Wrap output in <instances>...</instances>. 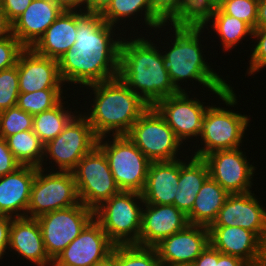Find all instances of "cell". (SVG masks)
<instances>
[{
  "mask_svg": "<svg viewBox=\"0 0 266 266\" xmlns=\"http://www.w3.org/2000/svg\"><path fill=\"white\" fill-rule=\"evenodd\" d=\"M117 28L106 23L101 14L77 11L76 41L58 60L64 84L83 88L118 77L123 37L114 33Z\"/></svg>",
  "mask_w": 266,
  "mask_h": 266,
  "instance_id": "obj_1",
  "label": "cell"
},
{
  "mask_svg": "<svg viewBox=\"0 0 266 266\" xmlns=\"http://www.w3.org/2000/svg\"><path fill=\"white\" fill-rule=\"evenodd\" d=\"M171 30L174 31L173 42L170 40L169 50H161V53L163 66L168 71L175 89L178 92H185L186 88L183 89L180 83L195 80L212 94L219 96L226 107H234L238 104L234 87L232 88L230 84L226 83L224 78L222 79V76L220 77L213 68H210L209 63L205 62L206 57L202 54L204 52L201 47L202 44H200L202 41L200 39L201 34L205 28L198 22L175 23L171 24Z\"/></svg>",
  "mask_w": 266,
  "mask_h": 266,
  "instance_id": "obj_2",
  "label": "cell"
},
{
  "mask_svg": "<svg viewBox=\"0 0 266 266\" xmlns=\"http://www.w3.org/2000/svg\"><path fill=\"white\" fill-rule=\"evenodd\" d=\"M129 38H122L120 45L118 77L150 107L177 94L163 66L161 47L145 36Z\"/></svg>",
  "mask_w": 266,
  "mask_h": 266,
  "instance_id": "obj_3",
  "label": "cell"
},
{
  "mask_svg": "<svg viewBox=\"0 0 266 266\" xmlns=\"http://www.w3.org/2000/svg\"><path fill=\"white\" fill-rule=\"evenodd\" d=\"M85 87L93 91L95 98L92 108L83 115L98 138L126 135L150 107L119 77Z\"/></svg>",
  "mask_w": 266,
  "mask_h": 266,
  "instance_id": "obj_4",
  "label": "cell"
},
{
  "mask_svg": "<svg viewBox=\"0 0 266 266\" xmlns=\"http://www.w3.org/2000/svg\"><path fill=\"white\" fill-rule=\"evenodd\" d=\"M143 205L141 193L120 191L94 210V219L115 246H139Z\"/></svg>",
  "mask_w": 266,
  "mask_h": 266,
  "instance_id": "obj_5",
  "label": "cell"
},
{
  "mask_svg": "<svg viewBox=\"0 0 266 266\" xmlns=\"http://www.w3.org/2000/svg\"><path fill=\"white\" fill-rule=\"evenodd\" d=\"M107 138H98L97 147L105 154L118 188L141 193L151 161L126 135Z\"/></svg>",
  "mask_w": 266,
  "mask_h": 266,
  "instance_id": "obj_6",
  "label": "cell"
},
{
  "mask_svg": "<svg viewBox=\"0 0 266 266\" xmlns=\"http://www.w3.org/2000/svg\"><path fill=\"white\" fill-rule=\"evenodd\" d=\"M126 136L151 162L179 159L180 149L184 148L154 106L137 119Z\"/></svg>",
  "mask_w": 266,
  "mask_h": 266,
  "instance_id": "obj_7",
  "label": "cell"
},
{
  "mask_svg": "<svg viewBox=\"0 0 266 266\" xmlns=\"http://www.w3.org/2000/svg\"><path fill=\"white\" fill-rule=\"evenodd\" d=\"M54 167L51 166L52 171H49L50 166L48 167L50 173L46 172L47 167H36L27 217L37 218L42 214L80 203L72 172L58 171Z\"/></svg>",
  "mask_w": 266,
  "mask_h": 266,
  "instance_id": "obj_8",
  "label": "cell"
},
{
  "mask_svg": "<svg viewBox=\"0 0 266 266\" xmlns=\"http://www.w3.org/2000/svg\"><path fill=\"white\" fill-rule=\"evenodd\" d=\"M209 106L205 112L201 137L200 149L191 156L204 158L206 155L217 150H232L240 148L244 134L249 127L250 115L236 113L228 108ZM246 130V131H245Z\"/></svg>",
  "mask_w": 266,
  "mask_h": 266,
  "instance_id": "obj_9",
  "label": "cell"
},
{
  "mask_svg": "<svg viewBox=\"0 0 266 266\" xmlns=\"http://www.w3.org/2000/svg\"><path fill=\"white\" fill-rule=\"evenodd\" d=\"M81 114L82 112L77 114L57 137L44 145V158L40 168H43L49 158V164L53 161L58 166V171L71 172L97 146L98 137L88 119Z\"/></svg>",
  "mask_w": 266,
  "mask_h": 266,
  "instance_id": "obj_10",
  "label": "cell"
},
{
  "mask_svg": "<svg viewBox=\"0 0 266 266\" xmlns=\"http://www.w3.org/2000/svg\"><path fill=\"white\" fill-rule=\"evenodd\" d=\"M71 172L80 202L93 211L121 191L105 154L97 146L85 155Z\"/></svg>",
  "mask_w": 266,
  "mask_h": 266,
  "instance_id": "obj_11",
  "label": "cell"
},
{
  "mask_svg": "<svg viewBox=\"0 0 266 266\" xmlns=\"http://www.w3.org/2000/svg\"><path fill=\"white\" fill-rule=\"evenodd\" d=\"M38 220L49 258L54 261L94 219V211L83 203L40 215Z\"/></svg>",
  "mask_w": 266,
  "mask_h": 266,
  "instance_id": "obj_12",
  "label": "cell"
},
{
  "mask_svg": "<svg viewBox=\"0 0 266 266\" xmlns=\"http://www.w3.org/2000/svg\"><path fill=\"white\" fill-rule=\"evenodd\" d=\"M241 147L232 150H217L203 159L209 168L210 177L227 193L241 194L252 190L255 167Z\"/></svg>",
  "mask_w": 266,
  "mask_h": 266,
  "instance_id": "obj_13",
  "label": "cell"
},
{
  "mask_svg": "<svg viewBox=\"0 0 266 266\" xmlns=\"http://www.w3.org/2000/svg\"><path fill=\"white\" fill-rule=\"evenodd\" d=\"M189 97L186 91L178 92L165 97L154 106L182 144L185 140H192V137L199 138L203 118L209 107L204 105L205 102Z\"/></svg>",
  "mask_w": 266,
  "mask_h": 266,
  "instance_id": "obj_14",
  "label": "cell"
},
{
  "mask_svg": "<svg viewBox=\"0 0 266 266\" xmlns=\"http://www.w3.org/2000/svg\"><path fill=\"white\" fill-rule=\"evenodd\" d=\"M114 246L101 225L93 219L52 262V266H92L109 257Z\"/></svg>",
  "mask_w": 266,
  "mask_h": 266,
  "instance_id": "obj_15",
  "label": "cell"
},
{
  "mask_svg": "<svg viewBox=\"0 0 266 266\" xmlns=\"http://www.w3.org/2000/svg\"><path fill=\"white\" fill-rule=\"evenodd\" d=\"M252 192L229 194L210 226H239L254 232L266 243V209Z\"/></svg>",
  "mask_w": 266,
  "mask_h": 266,
  "instance_id": "obj_16",
  "label": "cell"
},
{
  "mask_svg": "<svg viewBox=\"0 0 266 266\" xmlns=\"http://www.w3.org/2000/svg\"><path fill=\"white\" fill-rule=\"evenodd\" d=\"M209 228L188 224L154 246L163 266L192 265L209 245Z\"/></svg>",
  "mask_w": 266,
  "mask_h": 266,
  "instance_id": "obj_17",
  "label": "cell"
},
{
  "mask_svg": "<svg viewBox=\"0 0 266 266\" xmlns=\"http://www.w3.org/2000/svg\"><path fill=\"white\" fill-rule=\"evenodd\" d=\"M210 244L223 254L243 259L249 265L264 262L265 243L252 231L233 226H209Z\"/></svg>",
  "mask_w": 266,
  "mask_h": 266,
  "instance_id": "obj_18",
  "label": "cell"
},
{
  "mask_svg": "<svg viewBox=\"0 0 266 266\" xmlns=\"http://www.w3.org/2000/svg\"><path fill=\"white\" fill-rule=\"evenodd\" d=\"M16 66L19 77V93H32L44 89H63L59 63L55 59L25 48L18 57ZM62 87V88H61Z\"/></svg>",
  "mask_w": 266,
  "mask_h": 266,
  "instance_id": "obj_19",
  "label": "cell"
},
{
  "mask_svg": "<svg viewBox=\"0 0 266 266\" xmlns=\"http://www.w3.org/2000/svg\"><path fill=\"white\" fill-rule=\"evenodd\" d=\"M188 224L187 216L172 204L144 203L139 246L154 247L164 238L183 230Z\"/></svg>",
  "mask_w": 266,
  "mask_h": 266,
  "instance_id": "obj_20",
  "label": "cell"
},
{
  "mask_svg": "<svg viewBox=\"0 0 266 266\" xmlns=\"http://www.w3.org/2000/svg\"><path fill=\"white\" fill-rule=\"evenodd\" d=\"M36 167L21 165L14 172L0 177V215L27 217Z\"/></svg>",
  "mask_w": 266,
  "mask_h": 266,
  "instance_id": "obj_21",
  "label": "cell"
},
{
  "mask_svg": "<svg viewBox=\"0 0 266 266\" xmlns=\"http://www.w3.org/2000/svg\"><path fill=\"white\" fill-rule=\"evenodd\" d=\"M8 250L21 255L23 260H28L36 266H52L40 226L36 218L17 217L12 219L9 235Z\"/></svg>",
  "mask_w": 266,
  "mask_h": 266,
  "instance_id": "obj_22",
  "label": "cell"
},
{
  "mask_svg": "<svg viewBox=\"0 0 266 266\" xmlns=\"http://www.w3.org/2000/svg\"><path fill=\"white\" fill-rule=\"evenodd\" d=\"M63 11L52 0H32L13 22V35L25 48H31Z\"/></svg>",
  "mask_w": 266,
  "mask_h": 266,
  "instance_id": "obj_23",
  "label": "cell"
},
{
  "mask_svg": "<svg viewBox=\"0 0 266 266\" xmlns=\"http://www.w3.org/2000/svg\"><path fill=\"white\" fill-rule=\"evenodd\" d=\"M180 177V159L151 162L141 195L144 203L173 205Z\"/></svg>",
  "mask_w": 266,
  "mask_h": 266,
  "instance_id": "obj_24",
  "label": "cell"
},
{
  "mask_svg": "<svg viewBox=\"0 0 266 266\" xmlns=\"http://www.w3.org/2000/svg\"><path fill=\"white\" fill-rule=\"evenodd\" d=\"M77 11L64 10L31 49L38 55L59 60L75 43Z\"/></svg>",
  "mask_w": 266,
  "mask_h": 266,
  "instance_id": "obj_25",
  "label": "cell"
},
{
  "mask_svg": "<svg viewBox=\"0 0 266 266\" xmlns=\"http://www.w3.org/2000/svg\"><path fill=\"white\" fill-rule=\"evenodd\" d=\"M186 158L187 162L180 159L179 186L173 205L187 216L192 211L199 190L210 175L208 165L203 158L194 156Z\"/></svg>",
  "mask_w": 266,
  "mask_h": 266,
  "instance_id": "obj_26",
  "label": "cell"
},
{
  "mask_svg": "<svg viewBox=\"0 0 266 266\" xmlns=\"http://www.w3.org/2000/svg\"><path fill=\"white\" fill-rule=\"evenodd\" d=\"M228 195L229 193L209 177L199 190L192 211L187 215L189 224L209 227L216 219Z\"/></svg>",
  "mask_w": 266,
  "mask_h": 266,
  "instance_id": "obj_27",
  "label": "cell"
},
{
  "mask_svg": "<svg viewBox=\"0 0 266 266\" xmlns=\"http://www.w3.org/2000/svg\"><path fill=\"white\" fill-rule=\"evenodd\" d=\"M198 23L207 29V26L211 27V30L218 34L224 52L235 48L246 36L252 38L253 29L247 23L224 13L219 7L209 11Z\"/></svg>",
  "mask_w": 266,
  "mask_h": 266,
  "instance_id": "obj_28",
  "label": "cell"
},
{
  "mask_svg": "<svg viewBox=\"0 0 266 266\" xmlns=\"http://www.w3.org/2000/svg\"><path fill=\"white\" fill-rule=\"evenodd\" d=\"M144 12V13H143ZM143 15L145 25L147 28L151 27L155 32L157 29L159 31L164 26H169L164 24L153 12L150 6L149 0H112L107 9L101 14L102 19L112 25L119 26V23L124 20V23L129 20L131 16L138 14ZM121 20V21H120ZM156 29V30H155Z\"/></svg>",
  "mask_w": 266,
  "mask_h": 266,
  "instance_id": "obj_29",
  "label": "cell"
},
{
  "mask_svg": "<svg viewBox=\"0 0 266 266\" xmlns=\"http://www.w3.org/2000/svg\"><path fill=\"white\" fill-rule=\"evenodd\" d=\"M64 99H66V97L55 107L33 116V132L44 145L57 137L67 124L78 114L76 110L73 111V113L69 110V107H65L63 103Z\"/></svg>",
  "mask_w": 266,
  "mask_h": 266,
  "instance_id": "obj_30",
  "label": "cell"
},
{
  "mask_svg": "<svg viewBox=\"0 0 266 266\" xmlns=\"http://www.w3.org/2000/svg\"><path fill=\"white\" fill-rule=\"evenodd\" d=\"M8 148L21 165L40 168L44 156V144L33 130L22 131L6 138Z\"/></svg>",
  "mask_w": 266,
  "mask_h": 266,
  "instance_id": "obj_31",
  "label": "cell"
},
{
  "mask_svg": "<svg viewBox=\"0 0 266 266\" xmlns=\"http://www.w3.org/2000/svg\"><path fill=\"white\" fill-rule=\"evenodd\" d=\"M115 266H163L154 247L114 246Z\"/></svg>",
  "mask_w": 266,
  "mask_h": 266,
  "instance_id": "obj_32",
  "label": "cell"
},
{
  "mask_svg": "<svg viewBox=\"0 0 266 266\" xmlns=\"http://www.w3.org/2000/svg\"><path fill=\"white\" fill-rule=\"evenodd\" d=\"M63 89H44L32 93H19L17 106L34 116L55 107L63 98Z\"/></svg>",
  "mask_w": 266,
  "mask_h": 266,
  "instance_id": "obj_33",
  "label": "cell"
},
{
  "mask_svg": "<svg viewBox=\"0 0 266 266\" xmlns=\"http://www.w3.org/2000/svg\"><path fill=\"white\" fill-rule=\"evenodd\" d=\"M28 130H33V116L17 105L0 112V137L3 139Z\"/></svg>",
  "mask_w": 266,
  "mask_h": 266,
  "instance_id": "obj_34",
  "label": "cell"
},
{
  "mask_svg": "<svg viewBox=\"0 0 266 266\" xmlns=\"http://www.w3.org/2000/svg\"><path fill=\"white\" fill-rule=\"evenodd\" d=\"M152 12L164 23H187V0H149Z\"/></svg>",
  "mask_w": 266,
  "mask_h": 266,
  "instance_id": "obj_35",
  "label": "cell"
},
{
  "mask_svg": "<svg viewBox=\"0 0 266 266\" xmlns=\"http://www.w3.org/2000/svg\"><path fill=\"white\" fill-rule=\"evenodd\" d=\"M19 77L17 66L0 71V112L17 105Z\"/></svg>",
  "mask_w": 266,
  "mask_h": 266,
  "instance_id": "obj_36",
  "label": "cell"
},
{
  "mask_svg": "<svg viewBox=\"0 0 266 266\" xmlns=\"http://www.w3.org/2000/svg\"><path fill=\"white\" fill-rule=\"evenodd\" d=\"M259 0H224L219 8L226 14L247 23L256 29L257 7Z\"/></svg>",
  "mask_w": 266,
  "mask_h": 266,
  "instance_id": "obj_37",
  "label": "cell"
},
{
  "mask_svg": "<svg viewBox=\"0 0 266 266\" xmlns=\"http://www.w3.org/2000/svg\"><path fill=\"white\" fill-rule=\"evenodd\" d=\"M253 41L257 38V43H254V48L251 50L249 67L247 75H254L266 67V28H256L252 32Z\"/></svg>",
  "mask_w": 266,
  "mask_h": 266,
  "instance_id": "obj_38",
  "label": "cell"
},
{
  "mask_svg": "<svg viewBox=\"0 0 266 266\" xmlns=\"http://www.w3.org/2000/svg\"><path fill=\"white\" fill-rule=\"evenodd\" d=\"M24 49L25 47L14 35L5 40H0V71L15 66L19 54Z\"/></svg>",
  "mask_w": 266,
  "mask_h": 266,
  "instance_id": "obj_39",
  "label": "cell"
},
{
  "mask_svg": "<svg viewBox=\"0 0 266 266\" xmlns=\"http://www.w3.org/2000/svg\"><path fill=\"white\" fill-rule=\"evenodd\" d=\"M224 0H187V23L201 20L209 11L218 8Z\"/></svg>",
  "mask_w": 266,
  "mask_h": 266,
  "instance_id": "obj_40",
  "label": "cell"
},
{
  "mask_svg": "<svg viewBox=\"0 0 266 266\" xmlns=\"http://www.w3.org/2000/svg\"><path fill=\"white\" fill-rule=\"evenodd\" d=\"M21 164L8 148L6 139L0 137V177L14 172Z\"/></svg>",
  "mask_w": 266,
  "mask_h": 266,
  "instance_id": "obj_41",
  "label": "cell"
},
{
  "mask_svg": "<svg viewBox=\"0 0 266 266\" xmlns=\"http://www.w3.org/2000/svg\"><path fill=\"white\" fill-rule=\"evenodd\" d=\"M32 0H0L1 7L13 23L31 4Z\"/></svg>",
  "mask_w": 266,
  "mask_h": 266,
  "instance_id": "obj_42",
  "label": "cell"
},
{
  "mask_svg": "<svg viewBox=\"0 0 266 266\" xmlns=\"http://www.w3.org/2000/svg\"><path fill=\"white\" fill-rule=\"evenodd\" d=\"M13 217L0 215V260L6 255V250L9 248L10 226Z\"/></svg>",
  "mask_w": 266,
  "mask_h": 266,
  "instance_id": "obj_43",
  "label": "cell"
},
{
  "mask_svg": "<svg viewBox=\"0 0 266 266\" xmlns=\"http://www.w3.org/2000/svg\"><path fill=\"white\" fill-rule=\"evenodd\" d=\"M217 264L218 250L209 243L191 266H217Z\"/></svg>",
  "mask_w": 266,
  "mask_h": 266,
  "instance_id": "obj_44",
  "label": "cell"
},
{
  "mask_svg": "<svg viewBox=\"0 0 266 266\" xmlns=\"http://www.w3.org/2000/svg\"><path fill=\"white\" fill-rule=\"evenodd\" d=\"M13 35V23L8 19L0 5V40H5Z\"/></svg>",
  "mask_w": 266,
  "mask_h": 266,
  "instance_id": "obj_45",
  "label": "cell"
},
{
  "mask_svg": "<svg viewBox=\"0 0 266 266\" xmlns=\"http://www.w3.org/2000/svg\"><path fill=\"white\" fill-rule=\"evenodd\" d=\"M52 1L58 6H60L63 10L85 12L86 0H52Z\"/></svg>",
  "mask_w": 266,
  "mask_h": 266,
  "instance_id": "obj_46",
  "label": "cell"
},
{
  "mask_svg": "<svg viewBox=\"0 0 266 266\" xmlns=\"http://www.w3.org/2000/svg\"><path fill=\"white\" fill-rule=\"evenodd\" d=\"M249 264L245 262L243 259L223 254L220 251H218V264L217 266H248Z\"/></svg>",
  "mask_w": 266,
  "mask_h": 266,
  "instance_id": "obj_47",
  "label": "cell"
},
{
  "mask_svg": "<svg viewBox=\"0 0 266 266\" xmlns=\"http://www.w3.org/2000/svg\"><path fill=\"white\" fill-rule=\"evenodd\" d=\"M112 0H86L85 12L102 14Z\"/></svg>",
  "mask_w": 266,
  "mask_h": 266,
  "instance_id": "obj_48",
  "label": "cell"
},
{
  "mask_svg": "<svg viewBox=\"0 0 266 266\" xmlns=\"http://www.w3.org/2000/svg\"><path fill=\"white\" fill-rule=\"evenodd\" d=\"M256 28H266V0L258 1Z\"/></svg>",
  "mask_w": 266,
  "mask_h": 266,
  "instance_id": "obj_49",
  "label": "cell"
},
{
  "mask_svg": "<svg viewBox=\"0 0 266 266\" xmlns=\"http://www.w3.org/2000/svg\"><path fill=\"white\" fill-rule=\"evenodd\" d=\"M92 266H115L114 264V248L112 250V253L109 257H107L105 260L95 263Z\"/></svg>",
  "mask_w": 266,
  "mask_h": 266,
  "instance_id": "obj_50",
  "label": "cell"
},
{
  "mask_svg": "<svg viewBox=\"0 0 266 266\" xmlns=\"http://www.w3.org/2000/svg\"><path fill=\"white\" fill-rule=\"evenodd\" d=\"M248 266H266L265 262L259 263V264H255V265H248Z\"/></svg>",
  "mask_w": 266,
  "mask_h": 266,
  "instance_id": "obj_51",
  "label": "cell"
},
{
  "mask_svg": "<svg viewBox=\"0 0 266 266\" xmlns=\"http://www.w3.org/2000/svg\"><path fill=\"white\" fill-rule=\"evenodd\" d=\"M264 262L266 263V243H265V259Z\"/></svg>",
  "mask_w": 266,
  "mask_h": 266,
  "instance_id": "obj_52",
  "label": "cell"
},
{
  "mask_svg": "<svg viewBox=\"0 0 266 266\" xmlns=\"http://www.w3.org/2000/svg\"><path fill=\"white\" fill-rule=\"evenodd\" d=\"M170 266H191V265H170Z\"/></svg>",
  "mask_w": 266,
  "mask_h": 266,
  "instance_id": "obj_53",
  "label": "cell"
}]
</instances>
